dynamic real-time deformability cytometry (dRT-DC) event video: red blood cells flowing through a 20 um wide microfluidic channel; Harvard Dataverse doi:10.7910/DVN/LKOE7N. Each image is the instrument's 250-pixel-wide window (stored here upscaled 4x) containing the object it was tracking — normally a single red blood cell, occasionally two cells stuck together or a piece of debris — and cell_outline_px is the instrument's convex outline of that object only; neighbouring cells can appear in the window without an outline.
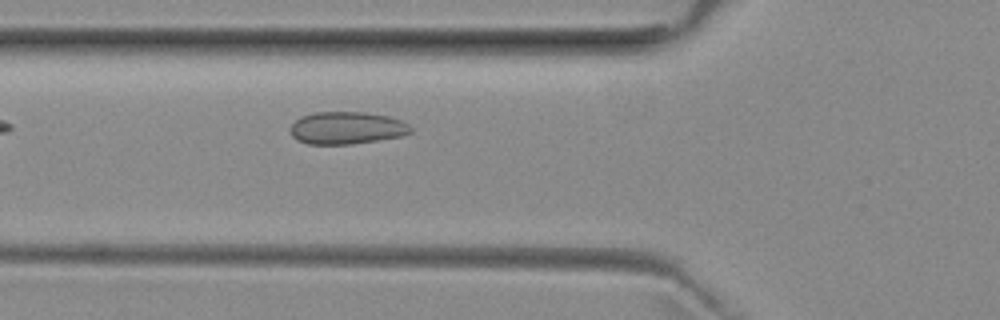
{"species": "common noctule bat (a hibernating species)", "species_latin": "Nyctalus noctula", "temperature_condition": "room temperature", "stored_images_in_passage": 33, "camera_frame_rate_fps": 3000, "um_per_image_px": 0.085, "animal": {"sex": "female", "body_mass_g": 29.2, "forearm_length_mm": 56.3}, "frame": {"image": 1, "passage_image": 3, "time_ms": 0.667, "image_size_px": [1000, 320], "cell_outline_px": [[412, 132], [400, 136], [352, 144], [308, 144], [296, 140], [292, 136], [288, 128], [300, 116], [316, 112], [364, 112], [388, 116], [400, 120], [408, 124], [412, 128]], "centroid_in_image_um": [29.43, 10.87], "position_along_channel_um": 96.4, "area_um2": 22.77}}
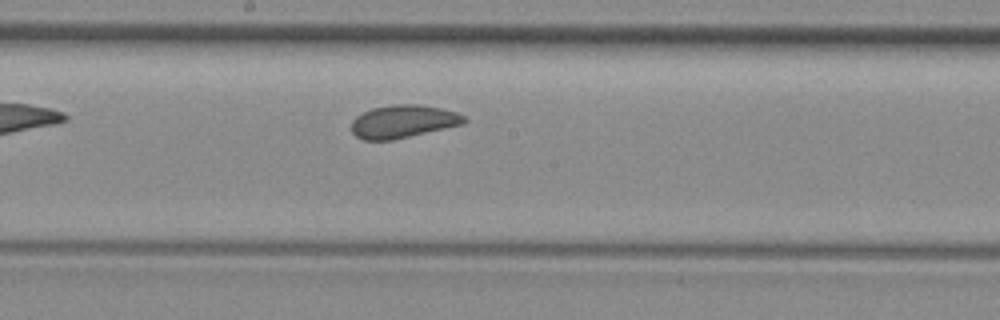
{"frame": {"image": 2, "passage_image": 12, "time_ms": 3.667, "image_size_px": [1000, 320], "cell_outline_px": [[468, 120], [464, 124], [392, 140], [364, 140], [356, 136], [352, 132], [352, 120], [356, 116], [372, 108], [392, 104], [420, 104], [440, 108], [456, 112], [464, 116]], "centroid_in_image_um": [34.27, 10.32], "position_along_channel_um": 213.9, "area_um2": 21.62}}
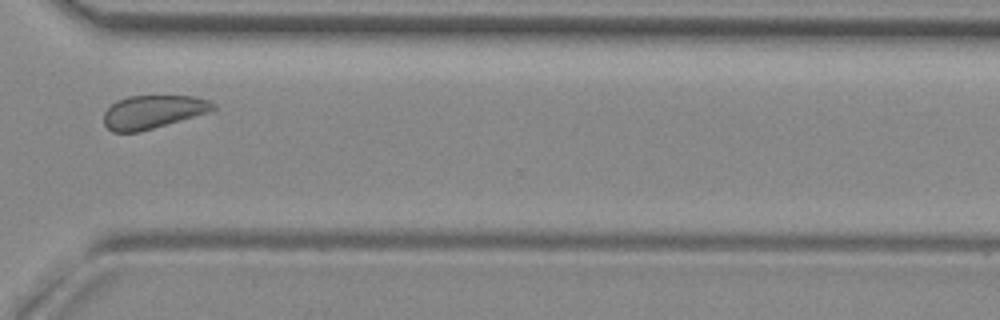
{"frame": {"image": 3, "passage_image": 23, "time_ms": 7.333, "image_size_px": [1000, 320], "cell_outline_px": [[216, 108], [208, 112], [140, 132], [112, 132], [104, 124], [104, 112], [116, 100], [128, 96], [192, 96], [212, 100], [216, 104]], "centroid_in_image_um": [13.0, 9.5], "position_along_channel_um": 357.6, "area_um2": 21.21}}